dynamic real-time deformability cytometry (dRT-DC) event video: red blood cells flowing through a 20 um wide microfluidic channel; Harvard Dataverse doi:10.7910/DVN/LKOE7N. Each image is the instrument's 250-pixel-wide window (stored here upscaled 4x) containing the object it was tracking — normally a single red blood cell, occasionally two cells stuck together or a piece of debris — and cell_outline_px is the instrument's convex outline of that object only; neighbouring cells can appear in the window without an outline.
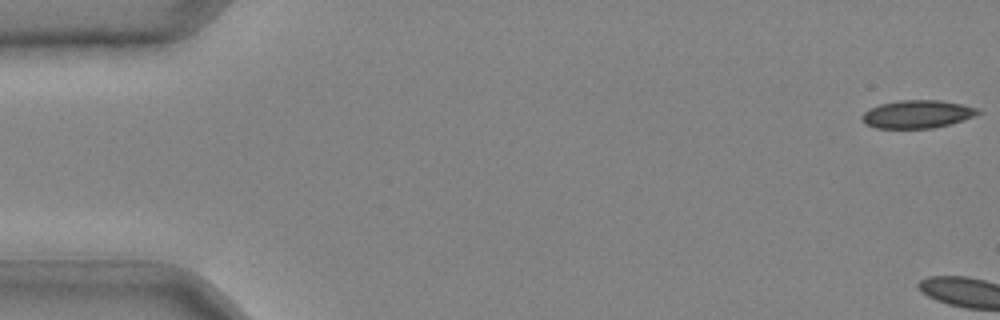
{"species": "common noctule bat (a hibernating species)", "species_latin": "Nyctalus noctula", "temperature_condition": "cold", "stored_images_in_passage": 8, "camera_frame_rate_fps": 3000, "um_per_image_px": 0.085, "animal": {"sex": "male", "body_mass_g": 20.4}, "frame": {"image": 1, "passage_image": 1, "time_ms": 0.0, "image_size_px": [1000, 320], "cell_outline_px": [[980, 112], [972, 116], [948, 124], [932, 128], [876, 128], [864, 124], [860, 120], [860, 116], [868, 108], [880, 104], [900, 100], [940, 100], [964, 104], [980, 108]], "centroid_in_image_um": [77.9, 9.69], "position_along_channel_um": 7.1, "area_um2": 18.96}}